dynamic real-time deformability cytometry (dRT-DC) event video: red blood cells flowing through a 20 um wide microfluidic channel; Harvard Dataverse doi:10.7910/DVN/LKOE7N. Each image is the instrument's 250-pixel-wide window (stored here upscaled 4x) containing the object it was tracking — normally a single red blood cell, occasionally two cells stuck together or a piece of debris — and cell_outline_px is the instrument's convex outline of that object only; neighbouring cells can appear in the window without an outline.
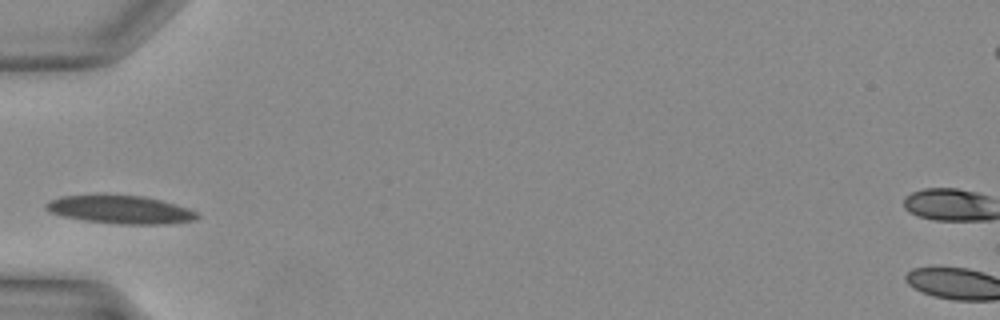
{"species": "Egyptian fruit bat (a non-hibernating species)", "species_latin": "Rousettus aegyptiacus", "temperature_condition": "warm", "stored_images_in_passage": 21, "camera_frame_rate_fps": 3000, "um_per_image_px": 0.085, "animal": {"sex": "female"}, "frame": {"image": 1, "passage_image": 1, "time_ms": 0.0, "image_size_px": [1000, 320], "cell_outline_px": [[200, 216], [196, 220], [164, 224], [116, 224], [84, 220], [64, 216], [48, 212], [44, 208], [44, 204], [48, 200], [60, 196], [104, 192], [144, 196], [176, 204], [200, 212]], "centroid_in_image_um": [10.18, 17.77], "position_along_channel_um": 74.8, "area_um2": 25.89}}